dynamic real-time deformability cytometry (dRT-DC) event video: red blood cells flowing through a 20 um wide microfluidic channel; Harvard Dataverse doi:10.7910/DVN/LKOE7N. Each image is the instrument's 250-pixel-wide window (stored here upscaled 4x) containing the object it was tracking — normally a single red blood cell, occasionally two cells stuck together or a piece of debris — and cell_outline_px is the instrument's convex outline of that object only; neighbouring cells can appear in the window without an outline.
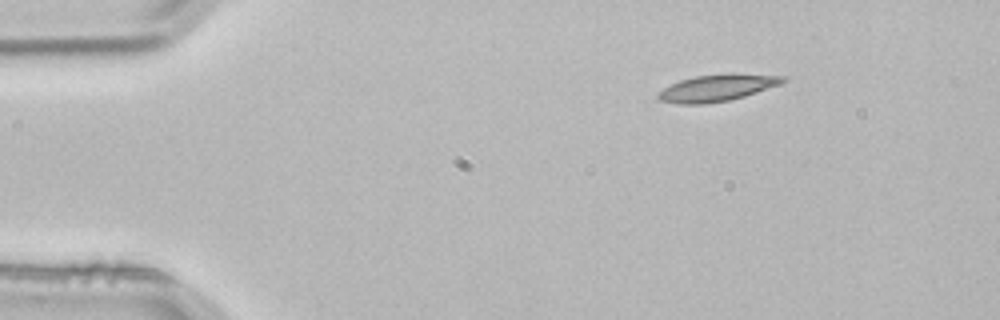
{"species": "common noctule bat (a hibernating species)", "species_latin": "Nyctalus noctula", "temperature_condition": "room temperature", "stored_images_in_passage": 3, "camera_frame_rate_fps": 3000, "um_per_image_px": 0.085, "animal": {"sex": "male", "body_mass_g": 21.5, "forearm_length_mm": 52.0}, "frame": {"image": 1, "passage_image": 1, "time_ms": 0.0, "image_size_px": [1000, 320], "cell_outline_px": [[788, 80], [780, 84], [744, 96], [728, 100], [704, 104], [676, 104], [660, 100], [656, 96], [656, 92], [680, 80], [696, 76], [728, 72], [732, 72], [788, 76]], "centroid_in_image_um": [60.98, 7.44], "position_along_channel_um": 24.0, "area_um2": 19.77}}